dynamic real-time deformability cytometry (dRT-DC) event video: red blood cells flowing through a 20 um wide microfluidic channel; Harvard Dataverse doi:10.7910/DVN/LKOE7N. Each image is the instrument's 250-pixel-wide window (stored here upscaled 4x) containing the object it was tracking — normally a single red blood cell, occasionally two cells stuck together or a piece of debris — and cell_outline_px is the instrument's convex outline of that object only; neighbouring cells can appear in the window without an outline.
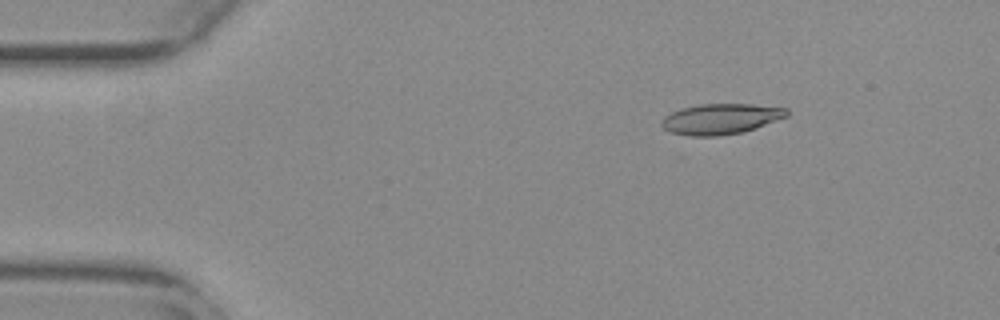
{"species": "common noctule bat (a hibernating species)", "species_latin": "Nyctalus noctula", "temperature_condition": "warm", "stored_images_in_passage": 37, "camera_frame_rate_fps": 3000, "um_per_image_px": 0.085, "animal": {"sex": "female", "body_mass_g": 29.2, "forearm_length_mm": 56.3}, "frame": {"image": 1, "passage_image": 2, "time_ms": 0.333, "image_size_px": [1000, 320], "cell_outline_px": [[788, 116], [744, 132], [716, 136], [688, 136], [672, 132], [664, 128], [660, 124], [660, 120], [664, 116], [672, 112], [684, 108], [700, 104], [752, 104], [788, 108]], "centroid_in_image_um": [61.27, 10.11], "position_along_channel_um": 23.7, "area_um2": 22.25}}
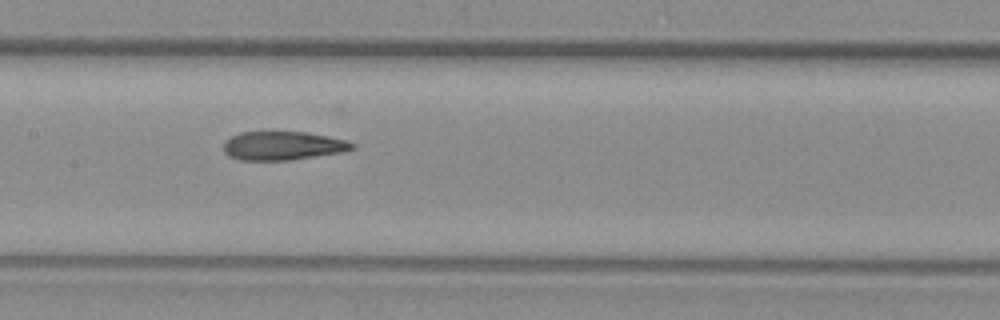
{"frame": {"image": 2, "passage_image": 21, "time_ms": 6.667, "image_size_px": [1000, 320], "cell_outline_px": [[356, 148], [340, 152], [288, 160], [240, 160], [228, 156], [224, 152], [224, 144], [232, 136], [240, 132], [304, 132], [328, 136], [348, 140], [356, 144]], "centroid_in_image_um": [24.06, 12.38], "position_along_channel_um": 183.3, "area_um2": 21.33}}
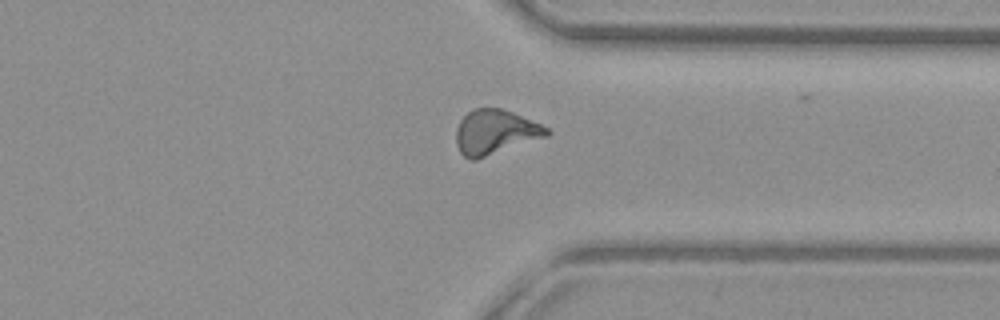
{"frame": {"image": 3, "passage_image": 36, "time_ms": 11.667, "image_size_px": [1000, 320], "cell_outline_px": [[552, 132], [548, 136], [476, 160], [472, 160], [464, 156], [460, 152], [456, 144], [456, 128], [460, 120], [472, 108], [500, 108], [512, 112], [540, 124], [548, 128]], "centroid_in_image_um": [42.08, 11.23], "position_along_channel_um": 369.3, "area_um2": 23.58}}